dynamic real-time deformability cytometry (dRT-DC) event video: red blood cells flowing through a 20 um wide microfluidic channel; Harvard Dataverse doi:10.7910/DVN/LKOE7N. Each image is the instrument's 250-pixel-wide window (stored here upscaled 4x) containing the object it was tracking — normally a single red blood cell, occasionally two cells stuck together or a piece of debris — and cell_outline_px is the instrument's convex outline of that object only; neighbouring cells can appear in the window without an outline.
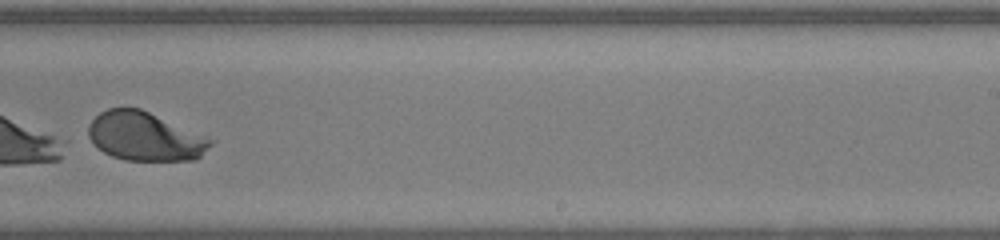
{"species": "human", "species_latin": "Homo sapiens", "temperature_condition": "warm", "stored_images_in_passage": 36, "segment_of_instrument_passage": [2, 2], "camera_frame_rate_fps": 3000, "um_per_image_px": 0.085, "donor": {"sex": "female"}, "frame": {"image": 1, "passage_image": 28, "time_ms": 9.0, "image_size_px": [1000, 240], "cell_outline_px": [[216, 140], [196, 160], [124, 160], [112, 156], [104, 152], [88, 136], [88, 124], [100, 112], [108, 108], [140, 108]], "centroid_in_image_um": [12.33, 11.59], "position_along_channel_um": 276.7, "area_um2": 34.51}}